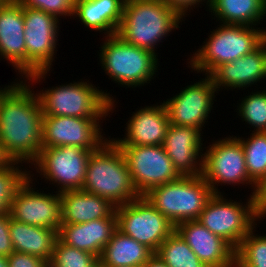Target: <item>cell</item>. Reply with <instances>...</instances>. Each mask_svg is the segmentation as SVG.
I'll use <instances>...</instances> for the list:
<instances>
[{
  "label": "cell",
  "instance_id": "83f0119b",
  "mask_svg": "<svg viewBox=\"0 0 266 267\" xmlns=\"http://www.w3.org/2000/svg\"><path fill=\"white\" fill-rule=\"evenodd\" d=\"M156 254L169 267H207L176 230L161 243Z\"/></svg>",
  "mask_w": 266,
  "mask_h": 267
},
{
  "label": "cell",
  "instance_id": "277c9868",
  "mask_svg": "<svg viewBox=\"0 0 266 267\" xmlns=\"http://www.w3.org/2000/svg\"><path fill=\"white\" fill-rule=\"evenodd\" d=\"M218 26L210 31L209 38L188 59L189 68L203 73L204 76L223 63L235 61L251 53L266 39V30L263 27L260 29L261 27L222 23Z\"/></svg>",
  "mask_w": 266,
  "mask_h": 267
},
{
  "label": "cell",
  "instance_id": "9c48e42d",
  "mask_svg": "<svg viewBox=\"0 0 266 267\" xmlns=\"http://www.w3.org/2000/svg\"><path fill=\"white\" fill-rule=\"evenodd\" d=\"M223 195L214 193L197 220L236 250L262 218L255 210L251 195L245 203L228 200Z\"/></svg>",
  "mask_w": 266,
  "mask_h": 267
},
{
  "label": "cell",
  "instance_id": "4fadbf2b",
  "mask_svg": "<svg viewBox=\"0 0 266 267\" xmlns=\"http://www.w3.org/2000/svg\"><path fill=\"white\" fill-rule=\"evenodd\" d=\"M118 146L123 152L134 186L141 196L155 186L180 177L163 145Z\"/></svg>",
  "mask_w": 266,
  "mask_h": 267
},
{
  "label": "cell",
  "instance_id": "4316f807",
  "mask_svg": "<svg viewBox=\"0 0 266 267\" xmlns=\"http://www.w3.org/2000/svg\"><path fill=\"white\" fill-rule=\"evenodd\" d=\"M207 11L222 24L256 27L266 16L265 0H210Z\"/></svg>",
  "mask_w": 266,
  "mask_h": 267
},
{
  "label": "cell",
  "instance_id": "e575fe53",
  "mask_svg": "<svg viewBox=\"0 0 266 267\" xmlns=\"http://www.w3.org/2000/svg\"><path fill=\"white\" fill-rule=\"evenodd\" d=\"M7 258L9 267H49V262L27 253L14 251Z\"/></svg>",
  "mask_w": 266,
  "mask_h": 267
},
{
  "label": "cell",
  "instance_id": "9a60e30c",
  "mask_svg": "<svg viewBox=\"0 0 266 267\" xmlns=\"http://www.w3.org/2000/svg\"><path fill=\"white\" fill-rule=\"evenodd\" d=\"M217 89L209 75L183 88L163 101L170 124L194 127L202 131L213 109ZM206 122V123H205Z\"/></svg>",
  "mask_w": 266,
  "mask_h": 267
},
{
  "label": "cell",
  "instance_id": "4dcf8cb0",
  "mask_svg": "<svg viewBox=\"0 0 266 267\" xmlns=\"http://www.w3.org/2000/svg\"><path fill=\"white\" fill-rule=\"evenodd\" d=\"M20 163L15 161L10 167L0 170V214L10 213L14 196L30 177V170L27 171L26 167L22 170Z\"/></svg>",
  "mask_w": 266,
  "mask_h": 267
},
{
  "label": "cell",
  "instance_id": "d6a6232c",
  "mask_svg": "<svg viewBox=\"0 0 266 267\" xmlns=\"http://www.w3.org/2000/svg\"><path fill=\"white\" fill-rule=\"evenodd\" d=\"M49 267H99L98 257L57 239Z\"/></svg>",
  "mask_w": 266,
  "mask_h": 267
},
{
  "label": "cell",
  "instance_id": "5b68a950",
  "mask_svg": "<svg viewBox=\"0 0 266 267\" xmlns=\"http://www.w3.org/2000/svg\"><path fill=\"white\" fill-rule=\"evenodd\" d=\"M94 84L81 81L36 91L45 116L107 118L116 108L115 99ZM112 96V97H111Z\"/></svg>",
  "mask_w": 266,
  "mask_h": 267
},
{
  "label": "cell",
  "instance_id": "ab89813d",
  "mask_svg": "<svg viewBox=\"0 0 266 267\" xmlns=\"http://www.w3.org/2000/svg\"><path fill=\"white\" fill-rule=\"evenodd\" d=\"M142 267H169L158 254L154 253Z\"/></svg>",
  "mask_w": 266,
  "mask_h": 267
},
{
  "label": "cell",
  "instance_id": "8fae6325",
  "mask_svg": "<svg viewBox=\"0 0 266 267\" xmlns=\"http://www.w3.org/2000/svg\"><path fill=\"white\" fill-rule=\"evenodd\" d=\"M212 141V144L204 147L202 176L213 192L222 193L218 186L223 184H247L254 191L255 183L249 178L242 144L236 136Z\"/></svg>",
  "mask_w": 266,
  "mask_h": 267
},
{
  "label": "cell",
  "instance_id": "d6986e66",
  "mask_svg": "<svg viewBox=\"0 0 266 267\" xmlns=\"http://www.w3.org/2000/svg\"><path fill=\"white\" fill-rule=\"evenodd\" d=\"M175 230L207 267H235V249L198 220L180 222Z\"/></svg>",
  "mask_w": 266,
  "mask_h": 267
},
{
  "label": "cell",
  "instance_id": "ba28073f",
  "mask_svg": "<svg viewBox=\"0 0 266 267\" xmlns=\"http://www.w3.org/2000/svg\"><path fill=\"white\" fill-rule=\"evenodd\" d=\"M26 42V81L40 83L52 69L59 43V21L56 16L40 9L23 6ZM32 81V82H31ZM34 83V84H33Z\"/></svg>",
  "mask_w": 266,
  "mask_h": 267
},
{
  "label": "cell",
  "instance_id": "6da1fadb",
  "mask_svg": "<svg viewBox=\"0 0 266 267\" xmlns=\"http://www.w3.org/2000/svg\"><path fill=\"white\" fill-rule=\"evenodd\" d=\"M31 88L25 79L16 80L0 100V142L21 164H32L42 149V107Z\"/></svg>",
  "mask_w": 266,
  "mask_h": 267
},
{
  "label": "cell",
  "instance_id": "7c38bea8",
  "mask_svg": "<svg viewBox=\"0 0 266 267\" xmlns=\"http://www.w3.org/2000/svg\"><path fill=\"white\" fill-rule=\"evenodd\" d=\"M117 229L156 253L175 225L162 215L144 196L115 209Z\"/></svg>",
  "mask_w": 266,
  "mask_h": 267
},
{
  "label": "cell",
  "instance_id": "b9f144b4",
  "mask_svg": "<svg viewBox=\"0 0 266 267\" xmlns=\"http://www.w3.org/2000/svg\"><path fill=\"white\" fill-rule=\"evenodd\" d=\"M0 267H9L8 258L6 256L0 255Z\"/></svg>",
  "mask_w": 266,
  "mask_h": 267
},
{
  "label": "cell",
  "instance_id": "60d3db41",
  "mask_svg": "<svg viewBox=\"0 0 266 267\" xmlns=\"http://www.w3.org/2000/svg\"><path fill=\"white\" fill-rule=\"evenodd\" d=\"M16 82H12L10 85H6L4 88L3 86L0 87V100H1V97L15 84Z\"/></svg>",
  "mask_w": 266,
  "mask_h": 267
},
{
  "label": "cell",
  "instance_id": "836d02e7",
  "mask_svg": "<svg viewBox=\"0 0 266 267\" xmlns=\"http://www.w3.org/2000/svg\"><path fill=\"white\" fill-rule=\"evenodd\" d=\"M20 5L40 9L56 16L73 17L75 0H16ZM61 16V17H60Z\"/></svg>",
  "mask_w": 266,
  "mask_h": 267
},
{
  "label": "cell",
  "instance_id": "ac0fdd59",
  "mask_svg": "<svg viewBox=\"0 0 266 267\" xmlns=\"http://www.w3.org/2000/svg\"><path fill=\"white\" fill-rule=\"evenodd\" d=\"M209 76L217 91L224 88L244 90L262 82L266 79V39L251 53L219 65Z\"/></svg>",
  "mask_w": 266,
  "mask_h": 267
},
{
  "label": "cell",
  "instance_id": "d4e9b609",
  "mask_svg": "<svg viewBox=\"0 0 266 267\" xmlns=\"http://www.w3.org/2000/svg\"><path fill=\"white\" fill-rule=\"evenodd\" d=\"M9 233L15 252L35 255L50 262L58 239L57 230L21 223L10 215Z\"/></svg>",
  "mask_w": 266,
  "mask_h": 267
},
{
  "label": "cell",
  "instance_id": "5bb4252c",
  "mask_svg": "<svg viewBox=\"0 0 266 267\" xmlns=\"http://www.w3.org/2000/svg\"><path fill=\"white\" fill-rule=\"evenodd\" d=\"M102 119L105 120L43 115L42 147L78 146L97 150L107 140L102 134Z\"/></svg>",
  "mask_w": 266,
  "mask_h": 267
},
{
  "label": "cell",
  "instance_id": "484cf974",
  "mask_svg": "<svg viewBox=\"0 0 266 267\" xmlns=\"http://www.w3.org/2000/svg\"><path fill=\"white\" fill-rule=\"evenodd\" d=\"M154 252L116 229L99 256V267H142Z\"/></svg>",
  "mask_w": 266,
  "mask_h": 267
},
{
  "label": "cell",
  "instance_id": "f546056e",
  "mask_svg": "<svg viewBox=\"0 0 266 267\" xmlns=\"http://www.w3.org/2000/svg\"><path fill=\"white\" fill-rule=\"evenodd\" d=\"M254 227L235 251V267H266V234L257 235Z\"/></svg>",
  "mask_w": 266,
  "mask_h": 267
},
{
  "label": "cell",
  "instance_id": "1f68e13d",
  "mask_svg": "<svg viewBox=\"0 0 266 267\" xmlns=\"http://www.w3.org/2000/svg\"><path fill=\"white\" fill-rule=\"evenodd\" d=\"M237 107V113L243 122L253 126V132H266V90H257L245 95Z\"/></svg>",
  "mask_w": 266,
  "mask_h": 267
},
{
  "label": "cell",
  "instance_id": "8992f818",
  "mask_svg": "<svg viewBox=\"0 0 266 267\" xmlns=\"http://www.w3.org/2000/svg\"><path fill=\"white\" fill-rule=\"evenodd\" d=\"M104 38L98 58L109 79L126 88L146 86L154 80L160 62L158 55L128 44L117 34Z\"/></svg>",
  "mask_w": 266,
  "mask_h": 267
},
{
  "label": "cell",
  "instance_id": "7bdbcfd3",
  "mask_svg": "<svg viewBox=\"0 0 266 267\" xmlns=\"http://www.w3.org/2000/svg\"><path fill=\"white\" fill-rule=\"evenodd\" d=\"M7 0H0V7L6 2Z\"/></svg>",
  "mask_w": 266,
  "mask_h": 267
},
{
  "label": "cell",
  "instance_id": "7402d4cb",
  "mask_svg": "<svg viewBox=\"0 0 266 267\" xmlns=\"http://www.w3.org/2000/svg\"><path fill=\"white\" fill-rule=\"evenodd\" d=\"M117 229V216L95 219L81 224H61L58 238L68 246L99 256Z\"/></svg>",
  "mask_w": 266,
  "mask_h": 267
},
{
  "label": "cell",
  "instance_id": "3957f363",
  "mask_svg": "<svg viewBox=\"0 0 266 267\" xmlns=\"http://www.w3.org/2000/svg\"><path fill=\"white\" fill-rule=\"evenodd\" d=\"M183 18L162 0H127L117 35L130 45L157 55L163 38L178 29ZM159 43V44H158Z\"/></svg>",
  "mask_w": 266,
  "mask_h": 267
},
{
  "label": "cell",
  "instance_id": "cb8c5ba5",
  "mask_svg": "<svg viewBox=\"0 0 266 267\" xmlns=\"http://www.w3.org/2000/svg\"><path fill=\"white\" fill-rule=\"evenodd\" d=\"M125 0H75L73 18L78 17L85 28L117 34L121 24Z\"/></svg>",
  "mask_w": 266,
  "mask_h": 267
},
{
  "label": "cell",
  "instance_id": "44dd1931",
  "mask_svg": "<svg viewBox=\"0 0 266 267\" xmlns=\"http://www.w3.org/2000/svg\"><path fill=\"white\" fill-rule=\"evenodd\" d=\"M131 115L124 137L111 138L117 145H163L170 122L162 102L141 107Z\"/></svg>",
  "mask_w": 266,
  "mask_h": 267
},
{
  "label": "cell",
  "instance_id": "f1b7e54d",
  "mask_svg": "<svg viewBox=\"0 0 266 267\" xmlns=\"http://www.w3.org/2000/svg\"><path fill=\"white\" fill-rule=\"evenodd\" d=\"M236 138L245 154L249 178L256 184L266 174V132H253L248 138Z\"/></svg>",
  "mask_w": 266,
  "mask_h": 267
},
{
  "label": "cell",
  "instance_id": "e0dca14e",
  "mask_svg": "<svg viewBox=\"0 0 266 267\" xmlns=\"http://www.w3.org/2000/svg\"><path fill=\"white\" fill-rule=\"evenodd\" d=\"M202 134L194 127L169 125L163 147L180 176H202Z\"/></svg>",
  "mask_w": 266,
  "mask_h": 267
},
{
  "label": "cell",
  "instance_id": "ffe728a7",
  "mask_svg": "<svg viewBox=\"0 0 266 267\" xmlns=\"http://www.w3.org/2000/svg\"><path fill=\"white\" fill-rule=\"evenodd\" d=\"M23 6L7 0L0 7V59H5L15 72L26 79V42Z\"/></svg>",
  "mask_w": 266,
  "mask_h": 267
},
{
  "label": "cell",
  "instance_id": "7a4b0ae2",
  "mask_svg": "<svg viewBox=\"0 0 266 267\" xmlns=\"http://www.w3.org/2000/svg\"><path fill=\"white\" fill-rule=\"evenodd\" d=\"M82 190L104 197L116 207L141 197L122 150L111 138L92 151Z\"/></svg>",
  "mask_w": 266,
  "mask_h": 267
},
{
  "label": "cell",
  "instance_id": "74e56055",
  "mask_svg": "<svg viewBox=\"0 0 266 267\" xmlns=\"http://www.w3.org/2000/svg\"><path fill=\"white\" fill-rule=\"evenodd\" d=\"M168 7L177 12L183 19L187 16L188 12L193 11L196 5L203 4L204 2L209 7L210 0H162ZM193 7V8H192Z\"/></svg>",
  "mask_w": 266,
  "mask_h": 267
},
{
  "label": "cell",
  "instance_id": "30bf717a",
  "mask_svg": "<svg viewBox=\"0 0 266 267\" xmlns=\"http://www.w3.org/2000/svg\"><path fill=\"white\" fill-rule=\"evenodd\" d=\"M92 151L95 150H86L78 146L42 147L31 166L34 165L45 182L55 184L58 193L82 190Z\"/></svg>",
  "mask_w": 266,
  "mask_h": 267
},
{
  "label": "cell",
  "instance_id": "8d00e7d4",
  "mask_svg": "<svg viewBox=\"0 0 266 267\" xmlns=\"http://www.w3.org/2000/svg\"><path fill=\"white\" fill-rule=\"evenodd\" d=\"M258 215L266 217V174L255 184L254 191L250 194Z\"/></svg>",
  "mask_w": 266,
  "mask_h": 267
},
{
  "label": "cell",
  "instance_id": "2e32d148",
  "mask_svg": "<svg viewBox=\"0 0 266 267\" xmlns=\"http://www.w3.org/2000/svg\"><path fill=\"white\" fill-rule=\"evenodd\" d=\"M19 188L12 201L10 215L14 220L29 225L60 230L61 198L60 193H45L33 187L34 173ZM33 178V179H32ZM36 190V191H35Z\"/></svg>",
  "mask_w": 266,
  "mask_h": 267
},
{
  "label": "cell",
  "instance_id": "f35d334b",
  "mask_svg": "<svg viewBox=\"0 0 266 267\" xmlns=\"http://www.w3.org/2000/svg\"><path fill=\"white\" fill-rule=\"evenodd\" d=\"M14 162V159L7 153L0 142V170L10 167Z\"/></svg>",
  "mask_w": 266,
  "mask_h": 267
},
{
  "label": "cell",
  "instance_id": "603a6c76",
  "mask_svg": "<svg viewBox=\"0 0 266 267\" xmlns=\"http://www.w3.org/2000/svg\"><path fill=\"white\" fill-rule=\"evenodd\" d=\"M61 224H81L110 217L116 209L104 197L83 190H67L60 193Z\"/></svg>",
  "mask_w": 266,
  "mask_h": 267
},
{
  "label": "cell",
  "instance_id": "d590c367",
  "mask_svg": "<svg viewBox=\"0 0 266 267\" xmlns=\"http://www.w3.org/2000/svg\"><path fill=\"white\" fill-rule=\"evenodd\" d=\"M9 228L10 213L0 214V255L6 257L14 252Z\"/></svg>",
  "mask_w": 266,
  "mask_h": 267
},
{
  "label": "cell",
  "instance_id": "52a82bcc",
  "mask_svg": "<svg viewBox=\"0 0 266 267\" xmlns=\"http://www.w3.org/2000/svg\"><path fill=\"white\" fill-rule=\"evenodd\" d=\"M213 195L203 176H180L153 187L144 197L176 226L183 221L197 220Z\"/></svg>",
  "mask_w": 266,
  "mask_h": 267
}]
</instances>
